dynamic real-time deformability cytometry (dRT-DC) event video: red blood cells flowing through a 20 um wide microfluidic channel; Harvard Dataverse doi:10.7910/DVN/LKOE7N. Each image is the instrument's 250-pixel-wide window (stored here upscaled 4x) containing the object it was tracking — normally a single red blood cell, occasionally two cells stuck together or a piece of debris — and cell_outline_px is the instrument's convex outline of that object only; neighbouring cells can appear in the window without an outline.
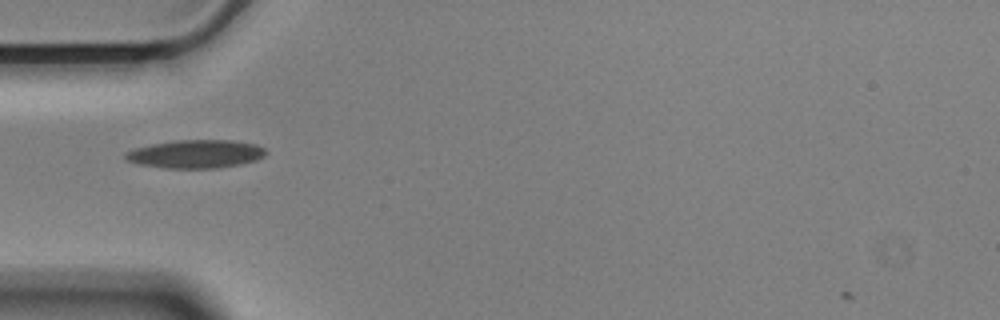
{"species": "Egyptian fruit bat (a non-hibernating species)", "species_latin": "Rousettus aegyptiacus", "temperature_condition": "cold", "stored_images_in_passage": 40, "camera_frame_rate_fps": 3000, "um_per_image_px": 0.085, "animal": {"sex": "male"}, "frame": {"image": 1, "passage_image": 1, "time_ms": 0.0, "image_size_px": [1000, 320], "cell_outline_px": [[268, 152], [264, 156], [256, 160], [240, 164], [216, 168], [164, 168], [140, 164], [124, 160], [124, 152], [132, 148], [152, 144], [176, 140], [232, 140], [256, 144], [264, 148]], "centroid_in_image_um": [16.61, 13.08], "position_along_channel_um": 68.4, "area_um2": 23.29}}
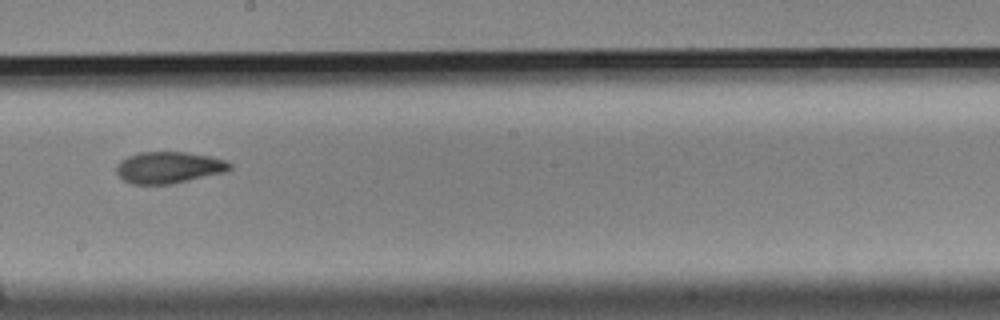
{"frame": {"image": 2, "passage_image": 15, "time_ms": 4.667, "image_size_px": [1000, 320], "cell_outline_px": [[232, 168], [224, 172], [172, 184], [132, 184], [124, 180], [116, 172], [116, 164], [120, 160], [128, 156], [140, 152], [184, 152], [208, 156], [228, 160], [232, 164]], "centroid_in_image_um": [14.34, 14.23], "position_along_channel_um": 233.9, "area_um2": 20.87}}
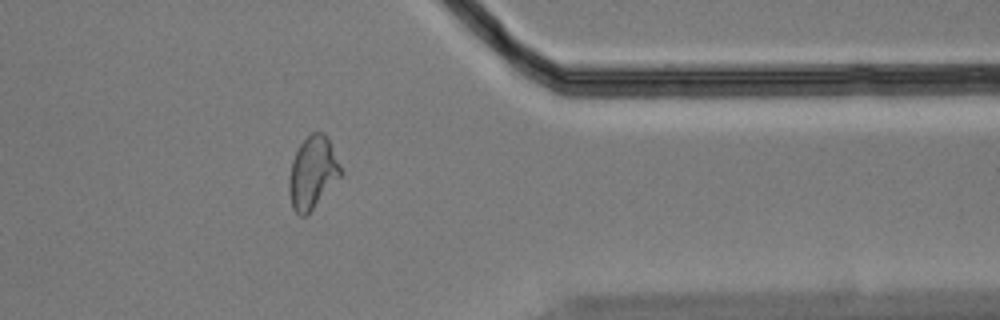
{"frame": {"image": 3, "passage_image": 29, "time_ms": 9.333, "image_size_px": [1000, 320], "cell_outline_px": [[344, 172], [312, 208], [304, 216], [300, 216], [292, 208], [288, 192], [288, 176], [292, 160], [300, 144], [312, 132], [324, 132]], "centroid_in_image_um": [26.54, 14.66], "position_along_channel_um": 384.9, "area_um2": 21.44}, "authors_computed_cell_mechanics": {"area_um2": 21.4438, "velocity_mm_per_s": 3.5287, "shape_relaxation_time_tau1_ms": 5.3681, "shape_relaxation_time_tau2_ms": 4.1188, "deformation_change_tau1": 0.189, "deformation_change_tau2": 0.1056}}